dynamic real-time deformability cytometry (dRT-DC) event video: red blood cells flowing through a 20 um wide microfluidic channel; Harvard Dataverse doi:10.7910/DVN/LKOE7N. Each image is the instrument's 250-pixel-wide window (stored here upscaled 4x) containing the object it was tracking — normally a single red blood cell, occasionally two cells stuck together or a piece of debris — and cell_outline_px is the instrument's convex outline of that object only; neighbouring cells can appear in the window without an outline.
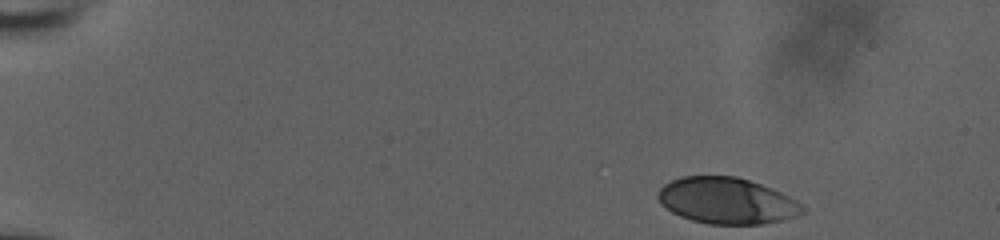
{"species": "human", "species_latin": "Homo sapiens", "temperature_condition": "room temperature", "stored_images_in_passage": 39, "camera_frame_rate_fps": 3000, "um_per_image_px": 0.085, "donor": {"sex": "male"}, "frame": {"image": 1, "passage_image": 1, "time_ms": 0.0, "image_size_px": [1000, 240], "cell_outline_px": [[804, 212], [796, 216], [784, 220], [764, 224], [708, 224], [692, 220], [680, 216], [672, 212], [660, 204], [656, 196], [660, 188], [664, 184], [680, 176], [736, 176], [760, 184], [780, 192], [796, 200], [804, 208]], "centroid_in_image_um": [61.75, 17.07], "position_along_channel_um": 23.3, "area_um2": 38.96}}
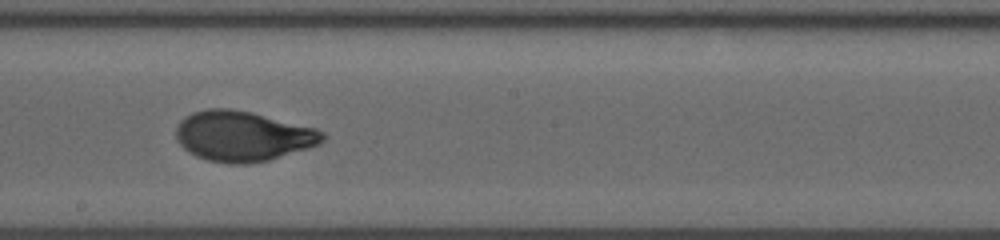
{"frame": {"image": 2, "passage_image": 23, "time_ms": 7.333, "image_size_px": [1000, 240], "cell_outline_px": [[324, 140], [320, 144], [268, 160], [248, 164], [228, 164], [208, 160], [196, 156], [188, 152], [176, 140], [176, 124], [184, 116], [192, 112], [208, 108], [232, 108], [252, 112], [316, 128], [324, 132]], "centroid_in_image_um": [20.6, 11.56], "position_along_channel_um": 227.6, "area_um2": 43.12}}
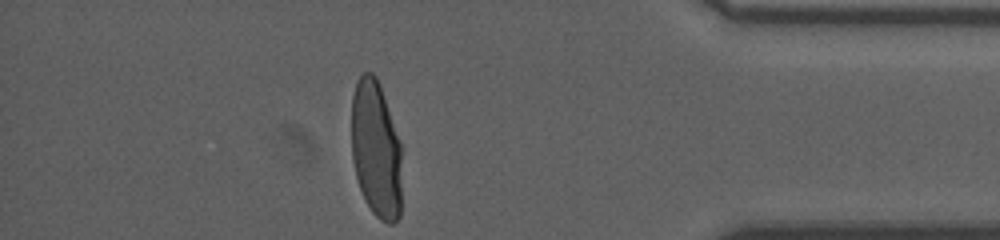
{"frame": {"image": 3, "passage_image": 39, "time_ms": 12.667, "image_size_px": [1000, 240], "cell_outline_px": [[400, 216], [392, 224], [388, 224], [380, 220], [372, 212], [364, 200], [356, 176], [352, 156], [352, 96], [356, 80], [364, 72], [372, 72], [376, 76], [380, 84], [400, 144]], "centroid_in_image_um": [31.94, 12.7], "position_along_channel_um": 403.3, "area_um2": 40.06}, "authors_computed_cell_mechanics": {"area_um2": 41.6738, "velocity_mm_per_s": 3.8398, "shape_relaxation_time_tau1_ms": 3.3295, "shape_relaxation_time_tau2_ms": null, "deformation_change_tau1": 0.1886, "deformation_change_tau2": null}}